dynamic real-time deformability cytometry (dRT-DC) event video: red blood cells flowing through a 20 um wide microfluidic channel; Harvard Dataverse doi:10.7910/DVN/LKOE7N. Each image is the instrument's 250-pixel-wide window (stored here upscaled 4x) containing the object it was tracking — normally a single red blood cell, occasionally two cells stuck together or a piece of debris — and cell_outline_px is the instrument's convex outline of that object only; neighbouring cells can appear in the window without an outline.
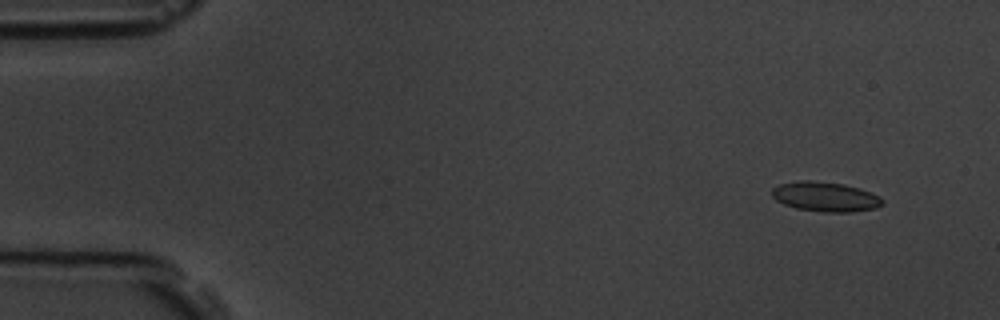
{"species": "common noctule bat (a hibernating species)", "species_latin": "Nyctalus noctula", "temperature_condition": "room temperature", "stored_images_in_passage": 5, "camera_frame_rate_fps": 3000, "um_per_image_px": 0.085, "animal": {"sex": "male", "body_mass_g": 19.5, "forearm_length_mm": 54.6}, "frame": {"image": 1, "passage_image": 1, "time_ms": 0.0, "image_size_px": [1000, 320], "cell_outline_px": [[884, 204], [876, 208], [852, 212], [824, 212], [796, 208], [784, 204], [776, 200], [772, 196], [772, 188], [780, 184], [796, 180], [808, 180], [844, 184], [860, 188], [880, 196], [884, 200]], "centroid_in_image_um": [70.17, 16.72], "position_along_channel_um": 14.8, "area_um2": 19.25}}
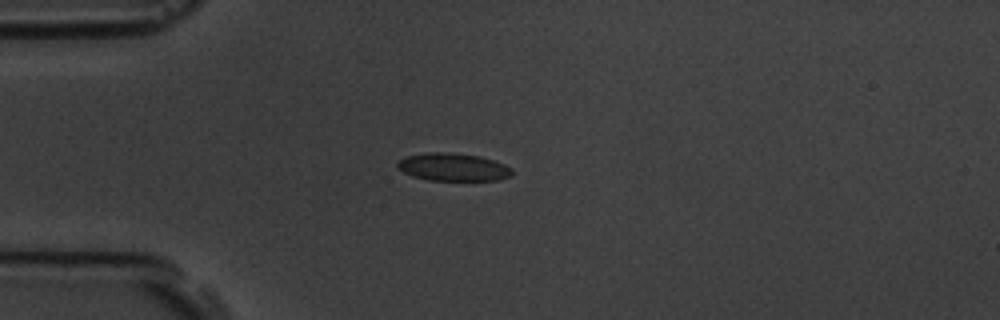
{"frame": {"image": 2, "passage_image": 4, "time_ms": 3.333, "image_size_px": [1000, 320], "cell_outline_px": [[512, 176], [500, 180], [428, 180], [412, 176], [396, 168], [396, 164], [400, 160], [408, 156], [428, 152], [448, 152], [480, 156], [504, 164], [512, 168]], "centroid_in_image_um": [38.52, 14.21], "position_along_channel_um": 46.5, "area_um2": 18.55}}
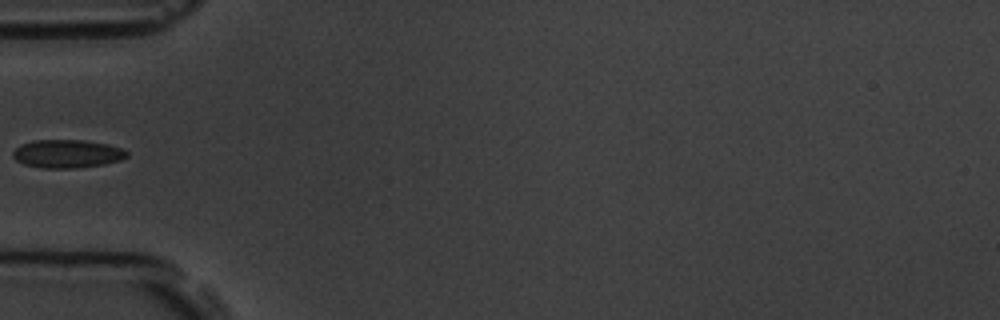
{"frame": {"image": 3, "passage_image": 5, "time_ms": 4.667, "image_size_px": [1000, 320], "cell_outline_px": [[128, 156], [120, 160], [104, 164], [76, 168], [40, 168], [24, 164], [16, 160], [12, 156], [12, 152], [20, 144], [32, 140], [84, 140], [108, 144], [120, 148], [128, 152]], "centroid_in_image_um": [5.68, 13.07], "position_along_channel_um": 79.3, "area_um2": 18.84}}